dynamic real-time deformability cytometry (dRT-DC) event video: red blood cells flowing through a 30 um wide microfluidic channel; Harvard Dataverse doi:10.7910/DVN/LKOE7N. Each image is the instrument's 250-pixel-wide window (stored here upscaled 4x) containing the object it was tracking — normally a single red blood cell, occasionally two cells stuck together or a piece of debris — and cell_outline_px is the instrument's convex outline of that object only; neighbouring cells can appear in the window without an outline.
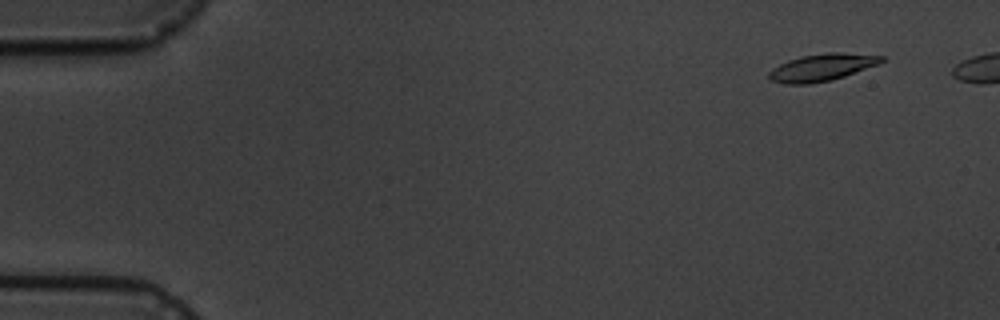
{"species": "common noctule bat (a hibernating species)", "species_latin": "Nyctalus noctula", "temperature_condition": "cold", "stored_images_in_passage": 6, "camera_frame_rate_fps": 3000, "um_per_image_px": 0.085, "animal": {"sex": "male", "body_mass_g": 19.5, "forearm_length_mm": 54.6}, "frame": {"image": 1, "passage_image": 2, "time_ms": 1.333, "image_size_px": [1000, 320], "cell_outline_px": [[884, 60], [880, 64], [844, 76], [812, 84], [784, 84], [772, 80], [768, 76], [768, 72], [772, 68], [788, 60], [800, 56], [828, 52], [840, 52], [884, 56]], "centroid_in_image_um": [69.86, 5.72], "position_along_channel_um": 15.1, "area_um2": 17.8}}